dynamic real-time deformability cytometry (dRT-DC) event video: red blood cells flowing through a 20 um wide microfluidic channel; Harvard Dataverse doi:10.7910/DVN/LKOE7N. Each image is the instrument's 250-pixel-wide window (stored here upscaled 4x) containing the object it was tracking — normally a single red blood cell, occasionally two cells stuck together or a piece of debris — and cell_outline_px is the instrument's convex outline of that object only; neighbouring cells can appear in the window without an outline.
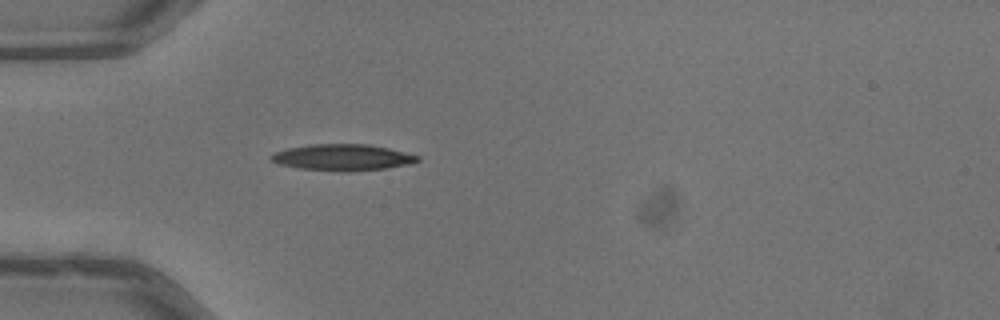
{"species": "common noctule bat (a hibernating species)", "species_latin": "Nyctalus noctula", "temperature_condition": "warm", "stored_images_in_passage": 37, "camera_frame_rate_fps": 3000, "um_per_image_px": 0.085, "animal": {"sex": "male", "body_mass_g": 13.3}, "frame": {"image": 1, "passage_image": 1, "time_ms": 0.0, "image_size_px": [1000, 320], "cell_outline_px": [[420, 160], [408, 164], [388, 168], [348, 172], [340, 172], [300, 168], [280, 164], [268, 160], [268, 156], [276, 152], [288, 148], [308, 144], [368, 144], [388, 148], [420, 156]], "centroid_in_image_um": [29.1, 13.38], "position_along_channel_um": 55.9, "area_um2": 22.6}}
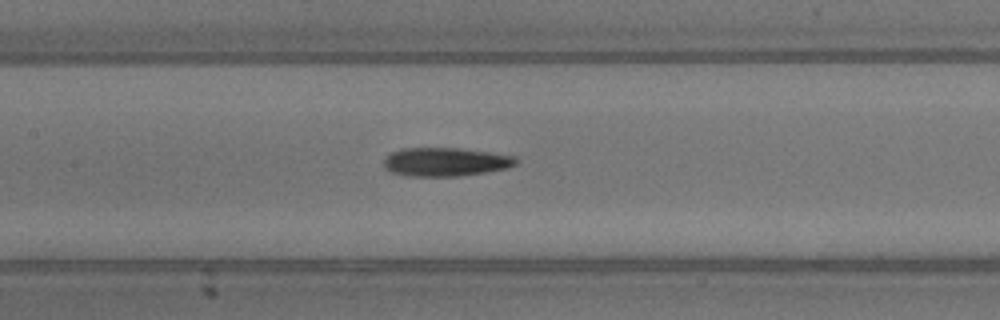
{"frame": {"image": 2, "passage_image": 10, "time_ms": 3.0, "image_size_px": [1000, 320], "cell_outline_px": [[516, 164], [508, 168], [460, 176], [408, 176], [392, 172], [384, 168], [384, 160], [392, 152], [400, 148], [460, 148], [516, 156]], "centroid_in_image_um": [37.86, 13.76], "position_along_channel_um": 169.5, "area_um2": 21.96}}
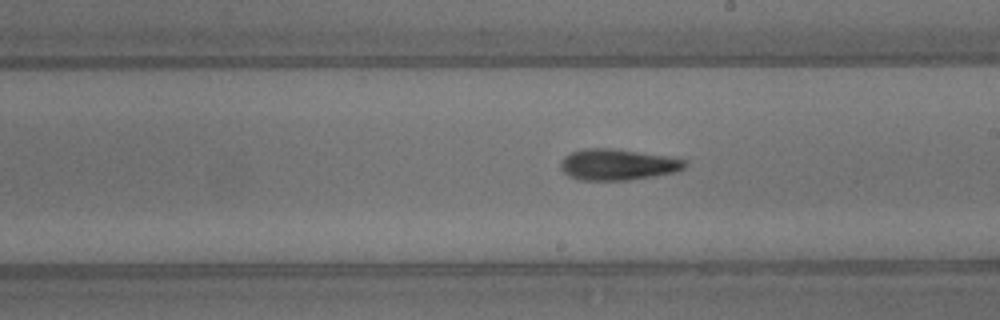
{"frame": {"image": 3, "passage_image": 15, "time_ms": 4.667, "image_size_px": [1000, 320], "cell_outline_px": [[688, 164], [684, 168], [676, 172], [628, 180], [580, 180], [568, 176], [560, 168], [560, 160], [564, 156], [572, 152], [584, 148], [608, 148], [668, 156], [688, 160]], "centroid_in_image_um": [52.49, 13.99], "position_along_channel_um": 236.5, "area_um2": 22.6}, "authors_computed_cell_mechanics": {"area_um2": 21.5016, "velocity_mm_per_s": 4.0323, "shape_relaxation_time_tau1_ms": 5.2554, "shape_relaxation_time_tau2_ms": 3.7987, "deformation_change_tau1": 0.2, "deformation_change_tau2": 0.155}}